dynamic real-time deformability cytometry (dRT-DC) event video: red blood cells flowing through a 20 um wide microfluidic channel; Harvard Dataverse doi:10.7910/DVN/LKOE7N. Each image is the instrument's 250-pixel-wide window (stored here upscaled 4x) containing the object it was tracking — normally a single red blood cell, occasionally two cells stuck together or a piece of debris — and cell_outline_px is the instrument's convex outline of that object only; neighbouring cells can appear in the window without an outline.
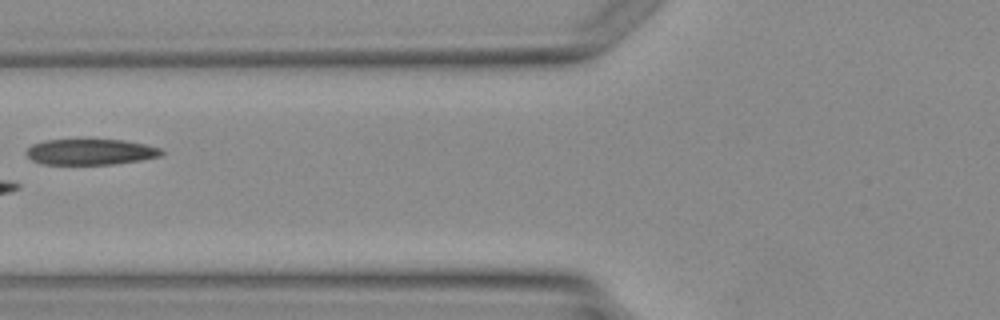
{"species": "Egyptian fruit bat (a non-hibernating species)", "species_latin": "Rousettus aegyptiacus", "temperature_condition": "warm", "stored_images_in_passage": 4, "camera_frame_rate_fps": 3000, "um_per_image_px": 0.085, "animal": {"sex": "female"}, "frame": {"image": 1, "passage_image": 4, "time_ms": 3.667, "image_size_px": [1000, 320], "cell_outline_px": [[164, 152], [160, 156], [140, 160], [112, 164], [44, 164], [32, 160], [24, 152], [32, 144], [44, 140], [84, 136], [124, 140], [164, 148]], "centroid_in_image_um": [7.68, 12.85], "position_along_channel_um": 118.1, "area_um2": 21.44}}